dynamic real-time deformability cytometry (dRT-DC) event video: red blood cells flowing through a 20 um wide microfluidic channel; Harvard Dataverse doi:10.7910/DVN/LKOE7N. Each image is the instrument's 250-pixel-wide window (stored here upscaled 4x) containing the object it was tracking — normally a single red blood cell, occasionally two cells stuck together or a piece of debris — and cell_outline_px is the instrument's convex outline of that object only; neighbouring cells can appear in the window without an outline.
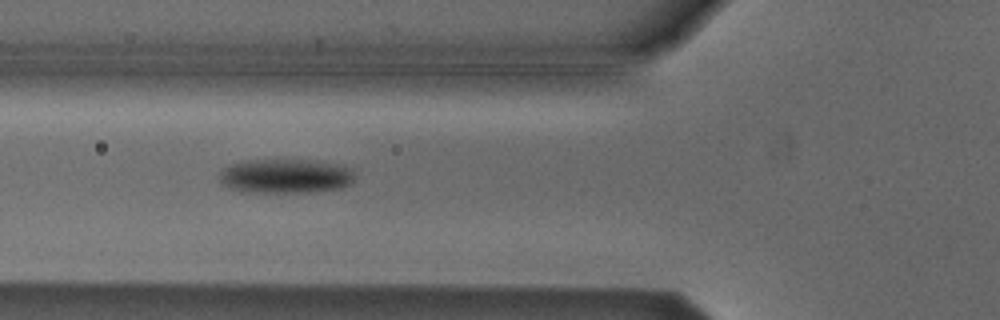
{"species": "Egyptian fruit bat (a non-hibernating species)", "species_latin": "Rousettus aegyptiacus", "temperature_condition": "cold", "stored_images_in_passage": 7, "camera_frame_rate_fps": 3000, "um_per_image_px": 0.085, "animal": {"sex": "male"}, "frame": {"image": 1, "passage_image": 3, "time_ms": 0.667, "image_size_px": [1000, 320], "cell_outline_px": [[352, 180], [348, 184], [340, 188], [312, 192], [240, 192], [228, 188], [220, 180], [220, 172], [224, 168], [232, 164], [248, 160], [316, 160], [336, 164], [348, 168], [352, 172]], "centroid_in_image_um": [24.22, 14.97], "position_along_channel_um": 101.6, "area_um2": 26.88}}
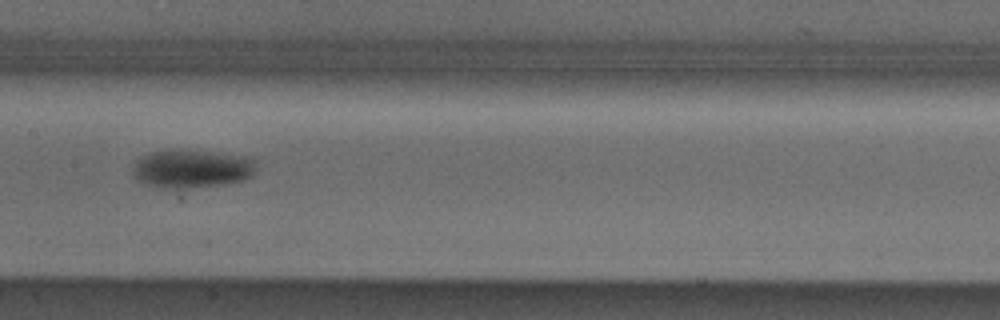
{"frame": {"image": 2, "passage_image": 5, "time_ms": 1.333, "image_size_px": [1000, 320], "cell_outline_px": [[256, 168], [252, 176], [244, 180], [228, 184], [188, 188], [160, 188], [144, 184], [136, 180], [132, 176], [132, 164], [140, 156], [148, 152], [208, 152], [248, 156], [256, 160]], "centroid_in_image_um": [16.29, 14.38], "position_along_channel_um": 191.1, "area_um2": 27.57}}
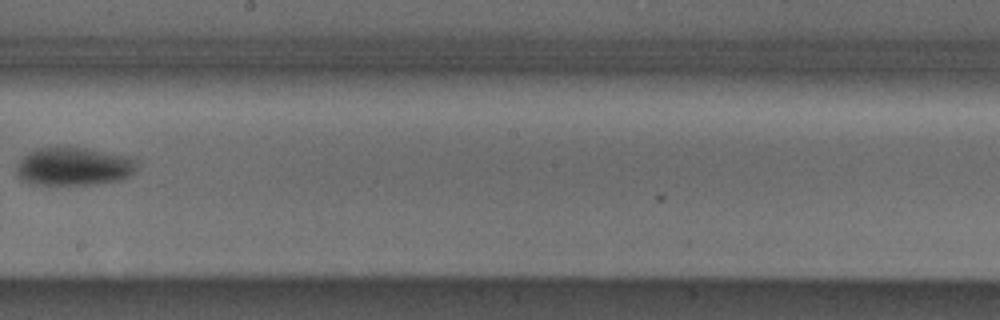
{"frame": {"image": 3, "passage_image": 6, "time_ms": 1.667, "image_size_px": [1000, 320], "cell_outline_px": [[136, 168], [128, 176], [120, 180], [100, 184], [28, 184], [20, 180], [16, 172], [16, 168], [20, 160], [28, 152], [36, 148], [84, 148], [132, 156], [136, 164]], "centroid_in_image_um": [6.25, 14.16], "position_along_channel_um": 242.0, "area_um2": 26.76}}